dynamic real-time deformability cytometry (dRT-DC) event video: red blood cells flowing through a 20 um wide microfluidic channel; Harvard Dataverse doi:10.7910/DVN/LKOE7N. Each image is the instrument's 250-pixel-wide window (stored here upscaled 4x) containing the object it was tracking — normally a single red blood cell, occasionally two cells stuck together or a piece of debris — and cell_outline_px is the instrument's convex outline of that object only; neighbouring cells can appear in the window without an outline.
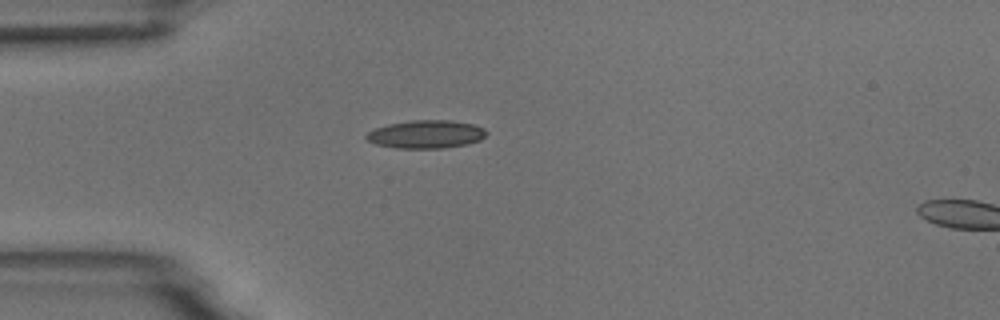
{"species": "common noctule bat (a hibernating species)", "species_latin": "Nyctalus noctula", "temperature_condition": "room temperature", "stored_images_in_passage": 3, "camera_frame_rate_fps": 3000, "um_per_image_px": 0.085, "animal": {"sex": "male", "body_mass_g": 18.8}, "frame": {"image": 1, "passage_image": 3, "time_ms": 2.333, "image_size_px": [1000, 320], "cell_outline_px": [[488, 132], [480, 140], [468, 144], [444, 148], [396, 148], [376, 144], [368, 140], [364, 136], [368, 132], [376, 128], [388, 124], [412, 120], [452, 120], [472, 124], [484, 128]], "centroid_in_image_um": [36.23, 11.41], "position_along_channel_um": 48.8, "area_um2": 19.65}}